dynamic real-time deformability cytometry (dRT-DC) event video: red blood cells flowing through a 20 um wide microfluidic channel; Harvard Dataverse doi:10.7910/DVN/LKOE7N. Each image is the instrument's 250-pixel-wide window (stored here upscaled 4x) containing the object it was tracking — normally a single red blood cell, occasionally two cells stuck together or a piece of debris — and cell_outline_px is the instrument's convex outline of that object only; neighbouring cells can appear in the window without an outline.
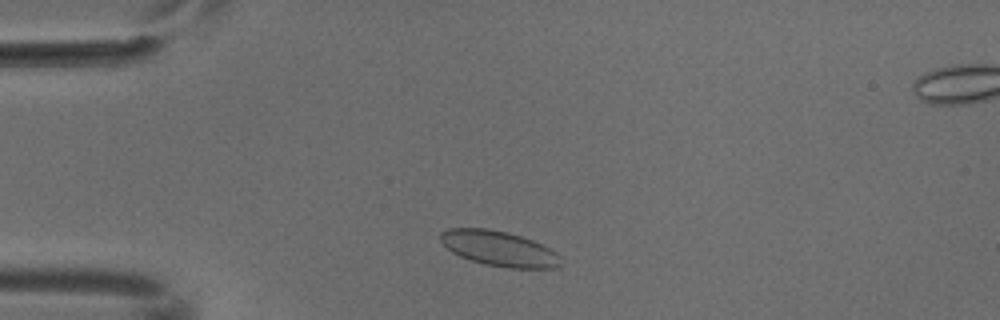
{"species": "common noctule bat (a hibernating species)", "species_latin": "Nyctalus noctula", "temperature_condition": "cold", "stored_images_in_passage": 4, "camera_frame_rate_fps": 3000, "um_per_image_px": 0.085, "animal": {"sex": "male", "body_mass_g": 18.8}, "frame": {"image": 1, "passage_image": 2, "time_ms": 0.333, "image_size_px": [1000, 320], "cell_outline_px": [[560, 268], [508, 268], [484, 264], [460, 256], [452, 252], [440, 240], [440, 232], [448, 228], [488, 228], [508, 232], [532, 240], [556, 252], [560, 256]], "centroid_in_image_um": [42.41, 21.12], "position_along_channel_um": 42.6, "area_um2": 24.57}}